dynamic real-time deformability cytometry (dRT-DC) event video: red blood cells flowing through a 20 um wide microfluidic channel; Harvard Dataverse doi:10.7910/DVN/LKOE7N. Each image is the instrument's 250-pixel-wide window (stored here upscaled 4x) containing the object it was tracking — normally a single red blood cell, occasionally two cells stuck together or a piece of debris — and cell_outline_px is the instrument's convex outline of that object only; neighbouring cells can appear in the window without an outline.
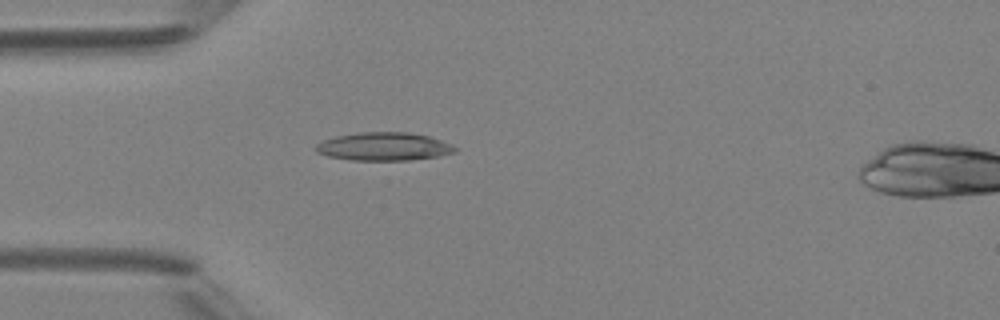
{"species": "Egyptian fruit bat (a non-hibernating species)", "species_latin": "Rousettus aegyptiacus", "temperature_condition": "room temperature", "stored_images_in_passage": 3, "camera_frame_rate_fps": 3000, "um_per_image_px": 0.085, "animal": {"sex": "female"}, "frame": {"image": 1, "passage_image": 2, "time_ms": 1.0, "image_size_px": [1000, 320], "cell_outline_px": [[456, 152], [440, 156], [408, 160], [352, 160], [328, 156], [316, 152], [316, 144], [324, 140], [336, 136], [360, 132], [408, 132], [428, 136], [452, 144], [456, 148]], "centroid_in_image_um": [32.64, 12.45], "position_along_channel_um": 52.4, "area_um2": 22.77}}